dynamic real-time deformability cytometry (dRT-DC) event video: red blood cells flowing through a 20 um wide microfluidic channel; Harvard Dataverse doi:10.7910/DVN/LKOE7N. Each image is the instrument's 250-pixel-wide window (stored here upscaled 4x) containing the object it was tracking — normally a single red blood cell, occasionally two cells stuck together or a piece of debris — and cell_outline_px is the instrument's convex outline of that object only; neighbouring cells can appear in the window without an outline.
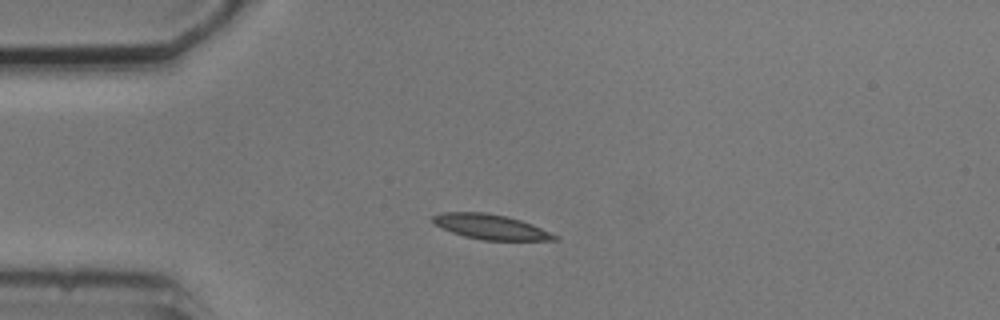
{"species": "common noctule bat (a hibernating species)", "species_latin": "Nyctalus noctula", "temperature_condition": "cold", "stored_images_in_passage": 9, "camera_frame_rate_fps": 3000, "um_per_image_px": 0.085, "animal": {"sex": "male", "body_mass_g": 20.5, "forearm_length_mm": 52.5}, "frame": {"image": 1, "passage_image": 3, "time_ms": 2.333, "image_size_px": [1000, 320], "cell_outline_px": [[560, 240], [484, 240], [464, 236], [452, 232], [432, 224], [432, 216], [440, 212], [484, 212], [504, 216], [520, 220], [532, 224], [560, 236]], "centroid_in_image_um": [41.7, 19.28], "position_along_channel_um": 43.3, "area_um2": 17.74}}
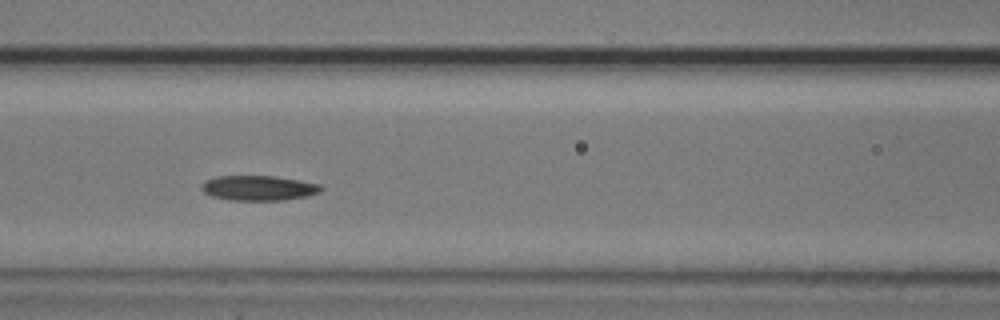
{"frame": {"image": 2, "passage_image": 6, "time_ms": 5.667, "image_size_px": [1000, 320], "cell_outline_px": [[324, 188], [320, 192], [304, 196], [284, 200], [228, 200], [212, 196], [204, 192], [200, 188], [200, 184], [204, 180], [216, 176], [276, 176], [300, 180], [320, 184]], "centroid_in_image_um": [21.95, 15.97], "position_along_channel_um": 144.7, "area_um2": 17.51}}